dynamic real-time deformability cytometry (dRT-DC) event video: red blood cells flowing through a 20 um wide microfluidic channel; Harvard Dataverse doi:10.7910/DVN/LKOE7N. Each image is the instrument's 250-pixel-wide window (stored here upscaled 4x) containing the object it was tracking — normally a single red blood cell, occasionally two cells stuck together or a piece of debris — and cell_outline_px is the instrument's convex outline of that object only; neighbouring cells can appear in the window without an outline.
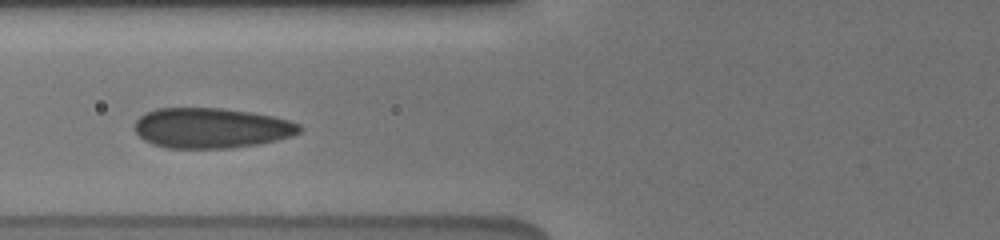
{"species": "human", "species_latin": "Homo sapiens", "temperature_condition": "cold", "stored_images_in_passage": 28, "camera_frame_rate_fps": 3000, "um_per_image_px": 0.085, "donor": {"sex": "male"}, "frame": {"image": 1, "passage_image": 16, "time_ms": 5.0, "image_size_px": [1000, 240], "cell_outline_px": [[304, 128], [300, 132], [292, 136], [260, 144], [232, 148], [168, 148], [152, 144], [144, 140], [132, 128], [136, 120], [144, 112], [156, 108], [220, 108], [252, 112], [272, 116], [288, 120], [300, 124]], "centroid_in_image_um": [17.95, 10.88], "position_along_channel_um": 107.9, "area_um2": 39.02}}
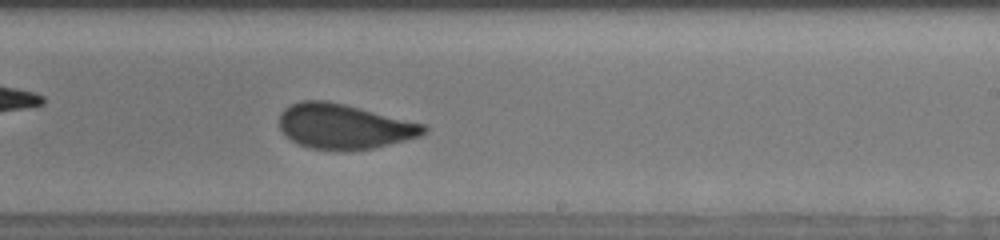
{"frame": {"image": 2, "passage_image": 28, "time_ms": 9.0, "image_size_px": [1000, 240], "cell_outline_px": [[428, 132], [420, 136], [372, 148], [312, 148], [300, 144], [292, 140], [280, 128], [280, 112], [284, 108], [300, 100], [328, 100], [424, 124], [428, 128]], "centroid_in_image_um": [29.24, 10.7], "position_along_channel_um": 259.8, "area_um2": 36.88}}